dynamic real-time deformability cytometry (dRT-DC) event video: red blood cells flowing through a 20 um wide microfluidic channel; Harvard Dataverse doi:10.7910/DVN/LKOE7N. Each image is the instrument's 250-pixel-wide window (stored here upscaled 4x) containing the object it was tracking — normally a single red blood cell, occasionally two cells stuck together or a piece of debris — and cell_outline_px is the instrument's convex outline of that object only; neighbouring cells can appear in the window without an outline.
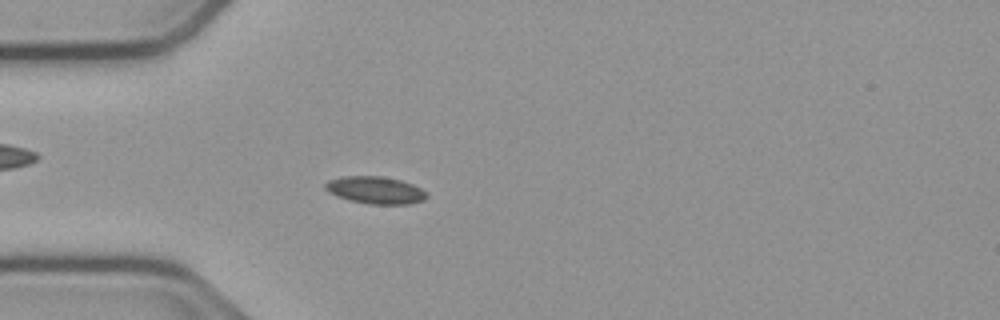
{"species": "common noctule bat (a hibernating species)", "species_latin": "Nyctalus noctula", "temperature_condition": "cold", "stored_images_in_passage": 55, "camera_frame_rate_fps": 3000, "um_per_image_px": 0.085, "animal": {"sex": "male", "body_mass_g": 23.1, "forearm_length_mm": 52.7}, "frame": {"image": 1, "passage_image": 16, "time_ms": 5.0, "image_size_px": [1000, 320], "cell_outline_px": [[428, 196], [424, 200], [408, 204], [368, 204], [348, 200], [336, 196], [328, 192], [324, 188], [324, 184], [328, 180], [344, 176], [380, 176], [400, 180], [412, 184], [428, 192]], "centroid_in_image_um": [31.89, 16.16], "position_along_channel_um": 53.1, "area_um2": 16.24}}
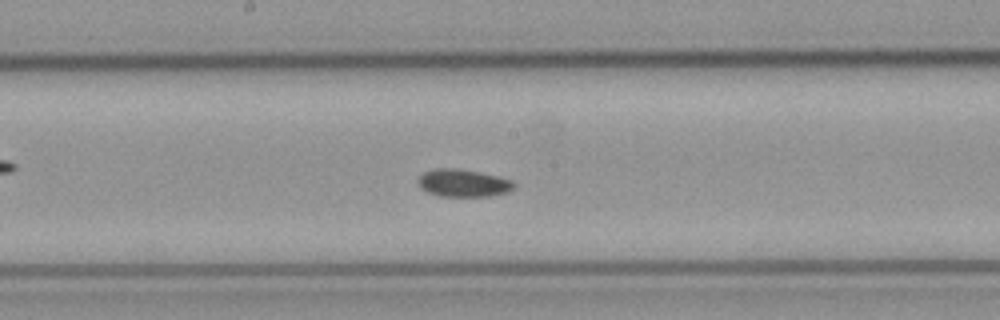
{"frame": {"image": 2, "passage_image": 29, "time_ms": 9.333, "image_size_px": [1000, 320], "cell_outline_px": [[516, 184], [508, 192], [488, 196], [440, 196], [428, 192], [420, 188], [416, 180], [424, 172], [432, 168], [456, 168], [496, 176], [512, 180]], "centroid_in_image_um": [39.32, 15.56], "position_along_channel_um": 208.9, "area_um2": 15.32}}
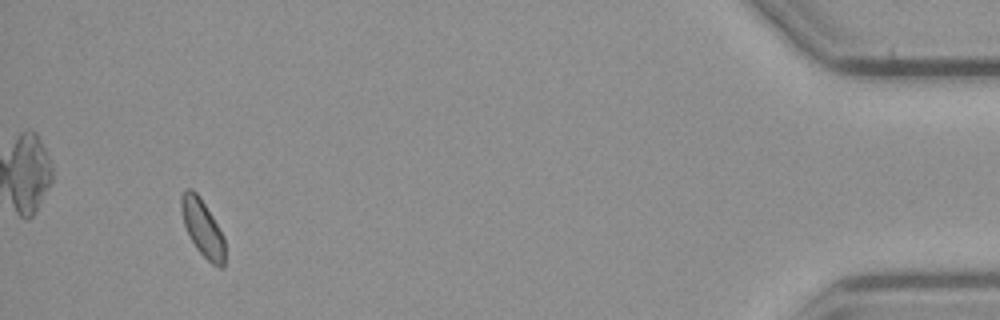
{"frame": {"image": 3, "passage_image": 52, "time_ms": 17.0, "image_size_px": [1000, 320], "cell_outline_px": [[224, 268], [220, 268], [212, 264], [196, 248], [188, 236], [184, 224], [180, 204], [180, 196], [184, 188], [192, 188], [196, 192], [212, 216], [224, 236]], "centroid_in_image_um": [17.19, 19.36], "position_along_channel_um": 418.0, "area_um2": 14.45}}